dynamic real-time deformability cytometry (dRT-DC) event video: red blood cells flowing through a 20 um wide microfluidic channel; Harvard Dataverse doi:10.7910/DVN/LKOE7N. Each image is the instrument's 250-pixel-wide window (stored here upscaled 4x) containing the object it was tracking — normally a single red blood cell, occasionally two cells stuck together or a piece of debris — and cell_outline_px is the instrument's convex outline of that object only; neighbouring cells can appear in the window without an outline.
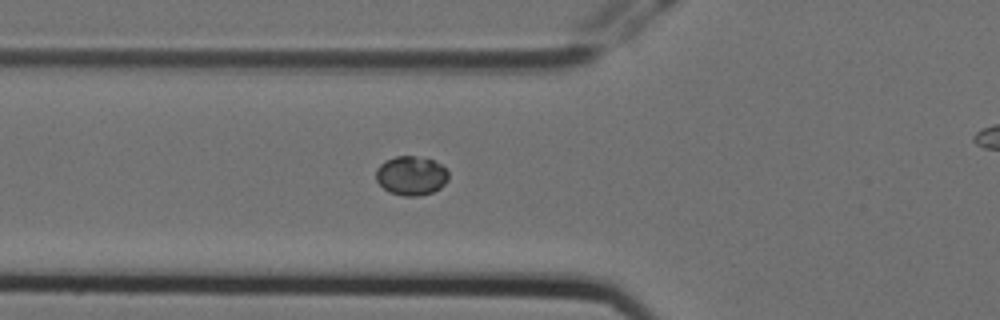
{"species": "Egyptian fruit bat (a non-hibernating species)", "species_latin": "Rousettus aegyptiacus", "temperature_condition": "cold", "stored_images_in_passage": 6, "segment_of_instrument_passage": [1, 2], "camera_frame_rate_fps": 3000, "um_per_image_px": 0.085, "animal": {"sex": "female"}, "frame": {"image": 1, "passage_image": 5, "time_ms": 1.333, "image_size_px": [1000, 320], "cell_outline_px": [[448, 180], [440, 188], [432, 192], [420, 196], [404, 196], [388, 192], [376, 180], [376, 168], [384, 160], [396, 156], [416, 156], [432, 160], [440, 164], [448, 172]], "centroid_in_image_um": [34.93, 14.93], "position_along_channel_um": 90.9, "area_um2": 16.59}}